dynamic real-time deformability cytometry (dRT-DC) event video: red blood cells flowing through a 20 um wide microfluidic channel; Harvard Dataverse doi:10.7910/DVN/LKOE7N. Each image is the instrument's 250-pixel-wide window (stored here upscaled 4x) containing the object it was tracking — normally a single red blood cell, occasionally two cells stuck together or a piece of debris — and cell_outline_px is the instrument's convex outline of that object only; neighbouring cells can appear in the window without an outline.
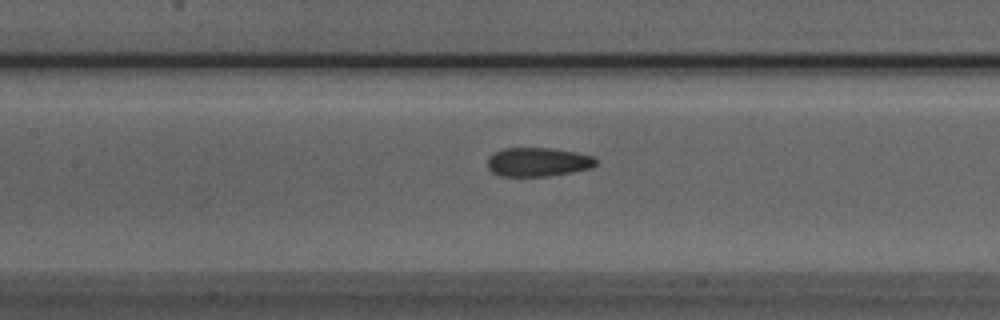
{"species": "Egyptian fruit bat (a non-hibernating species)", "species_latin": "Rousettus aegyptiacus", "temperature_condition": "room temperature", "stored_images_in_passage": 38, "camera_frame_rate_fps": 3000, "um_per_image_px": 0.085, "animal": {"sex": "male"}, "frame": {"image": 1, "passage_image": 12, "time_ms": 3.667, "image_size_px": [1000, 320], "cell_outline_px": [[596, 164], [592, 168], [572, 172], [548, 176], [500, 176], [492, 172], [488, 168], [488, 156], [492, 152], [504, 148], [548, 148], [576, 152], [592, 156], [596, 160]], "centroid_in_image_um": [45.69, 13.77], "position_along_channel_um": 161.7, "area_um2": 18.32}}
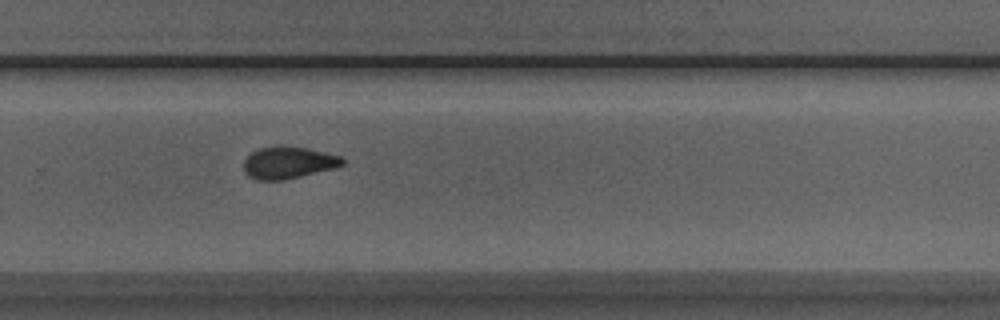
{"frame": {"image": 2, "passage_image": 23, "time_ms": 7.333, "image_size_px": [1000, 320], "cell_outline_px": [[344, 164], [336, 168], [284, 180], [256, 180], [248, 176], [244, 172], [244, 160], [252, 152], [260, 148], [308, 148], [340, 156], [344, 160]], "centroid_in_image_um": [24.52, 13.87], "position_along_channel_um": 305.3, "area_um2": 17.98}}
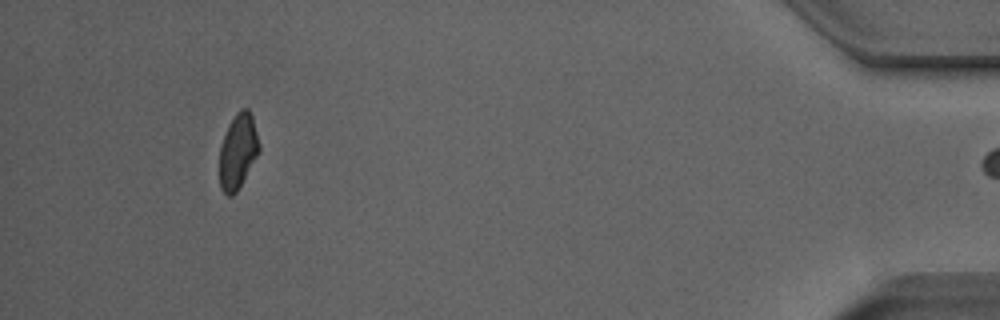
{"frame": {"image": 3, "passage_image": 37, "time_ms": 12.0, "image_size_px": [1000, 320], "cell_outline_px": [[260, 152], [236, 192], [232, 196], [228, 196], [220, 188], [220, 144], [228, 124], [236, 112], [240, 108], [248, 108], [252, 116], [260, 148]], "centroid_in_image_um": [20.22, 12.84], "position_along_channel_um": 415.0, "area_um2": 17.34}, "authors_computed_cell_mechanics": {"area_um2": 18.4671, "velocity_mm_per_s": 3.9283, "shape_relaxation_time_tau1_ms": 5.2861, "shape_relaxation_time_tau2_ms": 1.8697, "deformation_change_tau1": 0.1427, "deformation_change_tau2": 0.0784}}